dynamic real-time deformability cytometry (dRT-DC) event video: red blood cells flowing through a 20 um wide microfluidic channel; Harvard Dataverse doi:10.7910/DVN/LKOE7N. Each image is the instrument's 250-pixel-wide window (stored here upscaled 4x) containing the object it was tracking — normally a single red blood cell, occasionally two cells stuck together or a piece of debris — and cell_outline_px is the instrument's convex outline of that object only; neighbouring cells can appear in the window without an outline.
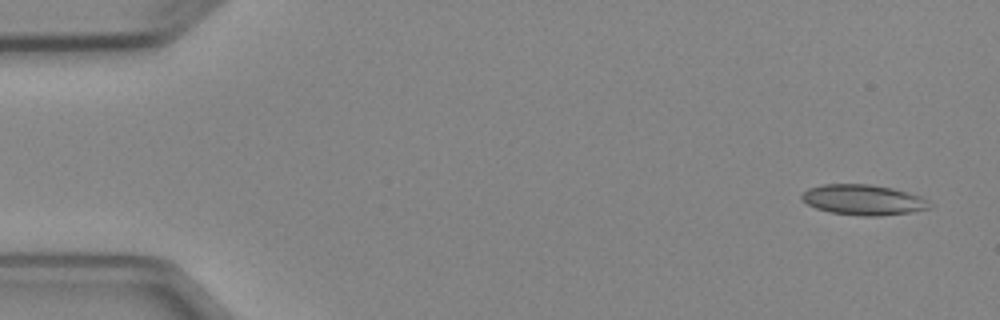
{"species": "Egyptian fruit bat (a non-hibernating species)", "species_latin": "Rousettus aegyptiacus", "temperature_condition": "cold", "stored_images_in_passage": 6, "camera_frame_rate_fps": 3000, "um_per_image_px": 0.085, "animal": {"sex": "female"}, "frame": {"image": 1, "passage_image": 1, "time_ms": 0.0, "image_size_px": [1000, 320], "cell_outline_px": [[932, 208], [912, 212], [876, 216], [864, 216], [828, 212], [816, 208], [808, 204], [800, 196], [808, 188], [824, 184], [868, 184], [892, 188], [908, 192], [920, 196], [928, 200], [932, 204]], "centroid_in_image_um": [73.41, 16.99], "position_along_channel_um": 11.6, "area_um2": 22.66}}
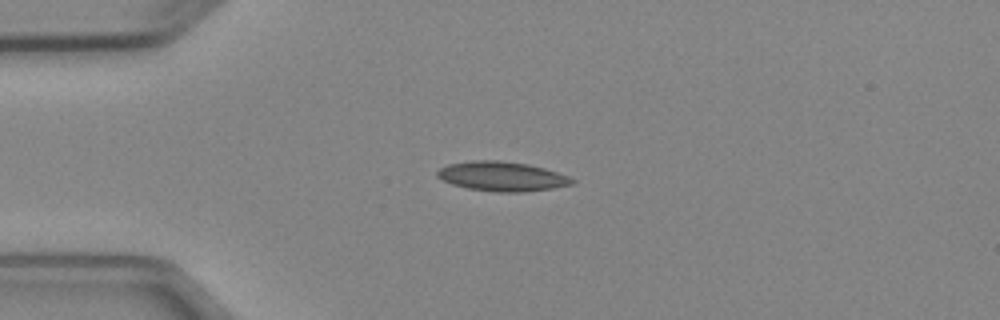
{"frame": {"image": 2, "passage_image": 4, "time_ms": 3.333, "image_size_px": [1000, 320], "cell_outline_px": [[576, 180], [572, 184], [552, 188], [520, 192], [496, 192], [468, 188], [452, 184], [436, 176], [436, 172], [440, 168], [448, 164], [472, 160], [500, 160], [528, 164], [544, 168], [568, 176]], "centroid_in_image_um": [42.65, 14.98], "position_along_channel_um": 42.4, "area_um2": 23.06}}
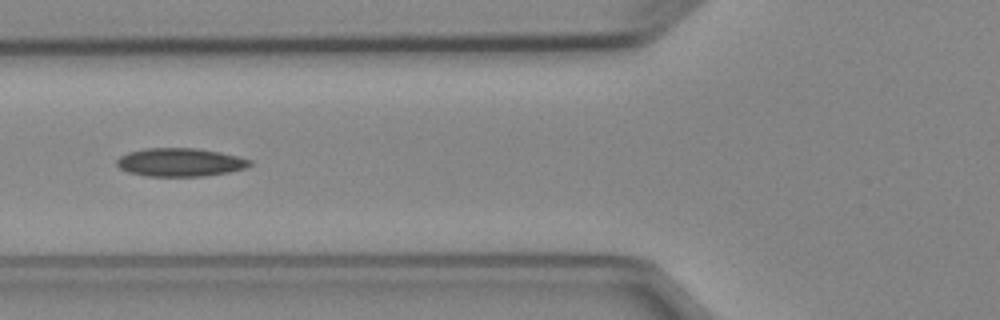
{"frame": {"image": 3, "passage_image": 6, "time_ms": 5.667, "image_size_px": [1000, 320], "cell_outline_px": [[252, 164], [244, 168], [228, 172], [204, 176], [148, 176], [128, 172], [120, 168], [116, 164], [116, 160], [120, 156], [128, 152], [144, 148], [196, 148], [220, 152], [252, 160]], "centroid_in_image_um": [15.29, 13.79], "position_along_channel_um": 110.5, "area_um2": 21.91}}